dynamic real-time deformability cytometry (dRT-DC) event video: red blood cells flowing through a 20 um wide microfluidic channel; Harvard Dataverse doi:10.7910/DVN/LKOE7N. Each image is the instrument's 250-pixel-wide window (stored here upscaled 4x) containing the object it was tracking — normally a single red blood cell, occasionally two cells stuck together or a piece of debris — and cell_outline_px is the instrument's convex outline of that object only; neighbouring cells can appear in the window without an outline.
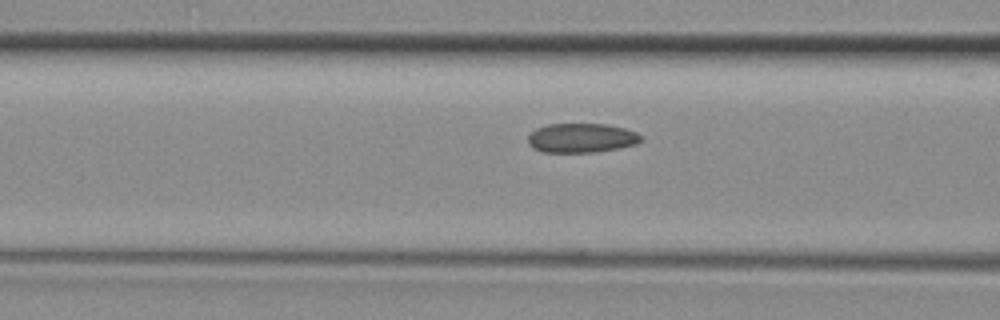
{"species": "common noctule bat (a hibernating species)", "species_latin": "Nyctalus noctula", "temperature_condition": "room temperature", "stored_images_in_passage": 14, "camera_frame_rate_fps": 3000, "um_per_image_px": 0.085, "animal": {"sex": "female", "body_mass_g": 29.2, "forearm_length_mm": 56.3}, "frame": {"image": 1, "passage_image": 12, "time_ms": 3.667, "image_size_px": [1000, 320], "cell_outline_px": [[644, 140], [636, 144], [596, 152], [540, 152], [532, 148], [528, 144], [528, 136], [536, 128], [548, 124], [608, 124], [624, 128], [636, 132], [644, 136]], "centroid_in_image_um": [49.43, 11.72], "position_along_channel_um": 117.2, "area_um2": 19.48}}